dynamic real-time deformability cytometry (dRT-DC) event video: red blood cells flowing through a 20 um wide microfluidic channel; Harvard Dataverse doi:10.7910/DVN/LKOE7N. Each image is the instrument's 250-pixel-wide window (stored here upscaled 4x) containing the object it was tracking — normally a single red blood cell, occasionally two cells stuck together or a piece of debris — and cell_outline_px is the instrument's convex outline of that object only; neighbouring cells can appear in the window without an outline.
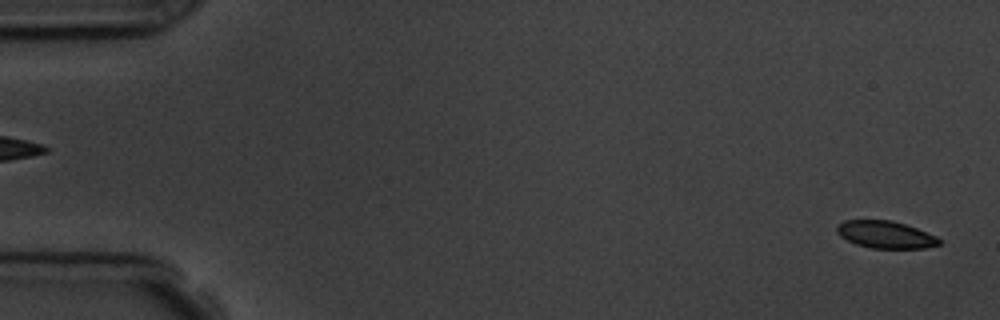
{"species": "common noctule bat (a hibernating species)", "species_latin": "Nyctalus noctula", "temperature_condition": "room temperature", "stored_images_in_passage": 6, "segment_of_instrument_passage": [2, 2], "camera_frame_rate_fps": 3000, "um_per_image_px": 0.085, "animal": {"sex": "male", "body_mass_g": 19.5, "forearm_length_mm": 54.6}, "frame": {"image": 1, "passage_image": 6, "time_ms": 5.667, "image_size_px": [1000, 320], "cell_outline_px": [[940, 244], [924, 248], [872, 248], [856, 244], [840, 236], [836, 232], [836, 224], [844, 220], [892, 220], [916, 228], [936, 236], [940, 240]], "centroid_in_image_um": [75.23, 19.93], "position_along_channel_um": 9.8, "area_um2": 16.18}}